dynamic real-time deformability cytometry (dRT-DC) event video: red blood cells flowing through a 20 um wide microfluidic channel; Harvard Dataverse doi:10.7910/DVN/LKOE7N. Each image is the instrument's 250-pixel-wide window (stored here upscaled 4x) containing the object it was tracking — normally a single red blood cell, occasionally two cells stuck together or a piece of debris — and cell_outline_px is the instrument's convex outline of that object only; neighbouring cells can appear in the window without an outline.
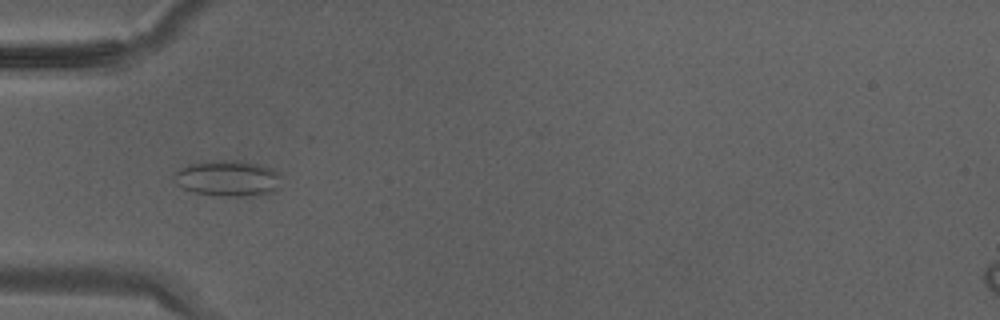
{"species": "Egyptian fruit bat (a non-hibernating species)", "species_latin": "Rousettus aegyptiacus", "temperature_condition": "warm", "stored_images_in_passage": 35, "camera_frame_rate_fps": 3000, "um_per_image_px": 0.085, "animal": {"sex": "male"}, "frame": {"image": 1, "passage_image": 11, "time_ms": 3.333, "image_size_px": [1000, 320], "cell_outline_px": [[280, 188], [276, 192], [252, 196], [224, 196], [196, 192], [184, 188], [176, 184], [172, 176], [180, 168], [200, 160], [240, 160], [256, 164], [268, 168], [276, 172], [280, 176]], "centroid_in_image_um": [19.36, 15.15], "position_along_channel_um": 65.6, "area_um2": 22.6}}
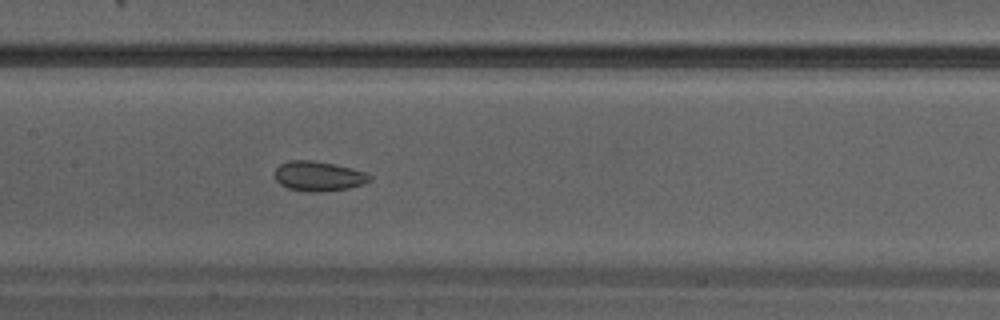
{"frame": {"image": 2, "passage_image": 17, "time_ms": 5.333, "image_size_px": [1000, 320], "cell_outline_px": [[372, 180], [364, 184], [348, 188], [320, 192], [308, 192], [288, 188], [280, 184], [276, 180], [276, 168], [280, 164], [288, 160], [312, 160], [336, 164], [352, 168], [364, 172], [372, 176]], "centroid_in_image_um": [27.09, 14.97], "position_along_channel_um": 180.3, "area_um2": 16.59}}
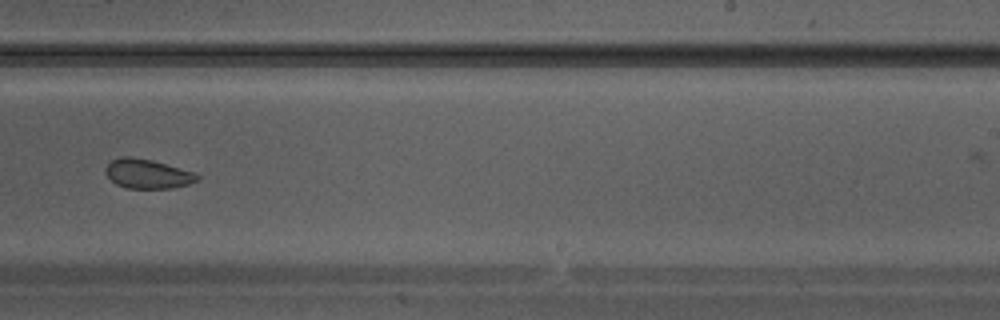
{"frame": {"image": 3, "passage_image": 22, "time_ms": 7.0, "image_size_px": [1000, 320], "cell_outline_px": [[200, 180], [188, 184], [172, 188], [128, 188], [116, 184], [104, 172], [104, 168], [112, 160], [120, 156], [128, 156], [152, 160], [196, 172], [200, 176]], "centroid_in_image_um": [12.56, 14.77], "position_along_channel_um": 276.4, "area_um2": 15.78}}